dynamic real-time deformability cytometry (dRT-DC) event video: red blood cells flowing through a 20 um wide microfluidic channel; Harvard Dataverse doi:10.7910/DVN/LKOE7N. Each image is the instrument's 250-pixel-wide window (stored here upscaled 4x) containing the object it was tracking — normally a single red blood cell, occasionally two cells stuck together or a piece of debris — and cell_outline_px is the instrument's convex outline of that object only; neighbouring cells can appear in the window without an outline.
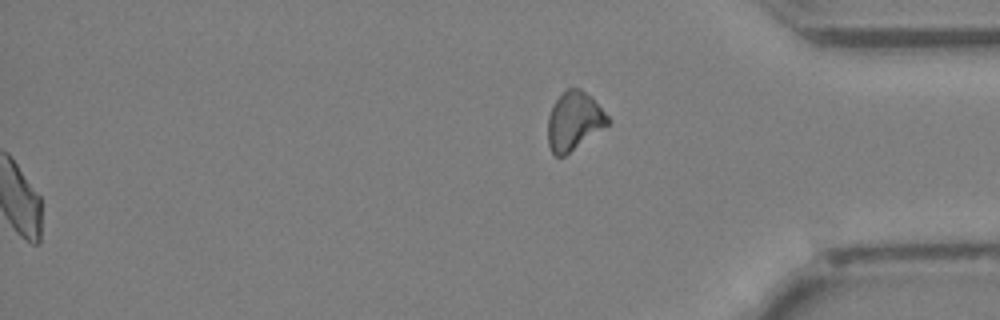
{"species": "Egyptian fruit bat (a non-hibernating species)", "species_latin": "Rousettus aegyptiacus", "temperature_condition": "cold", "stored_images_in_passage": 42, "segment_of_instrument_passage": [2, 2], "camera_frame_rate_fps": 3000, "um_per_image_px": 0.085, "animal": {"sex": "female"}, "frame": {"image": 1, "passage_image": 42, "time_ms": 13.667, "image_size_px": [1000, 320], "cell_outline_px": [[612, 124], [564, 156], [556, 156], [552, 152], [548, 144], [548, 116], [552, 104], [568, 88], [580, 88], [612, 120]], "centroid_in_image_um": [48.8, 10.32], "position_along_channel_um": 386.4, "area_um2": 20.35}}